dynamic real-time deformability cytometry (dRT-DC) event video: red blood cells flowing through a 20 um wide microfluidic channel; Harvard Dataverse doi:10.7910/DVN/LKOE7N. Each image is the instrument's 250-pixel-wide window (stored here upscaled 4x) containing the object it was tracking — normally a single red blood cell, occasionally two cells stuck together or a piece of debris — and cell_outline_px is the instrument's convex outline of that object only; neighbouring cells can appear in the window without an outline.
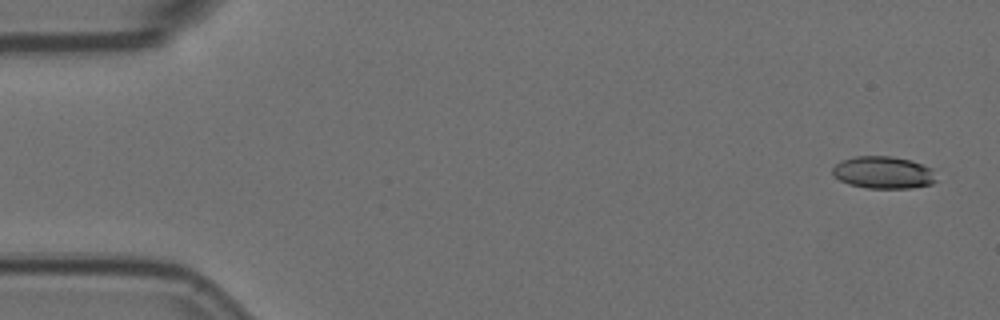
{"species": "Egyptian fruit bat (a non-hibernating species)", "species_latin": "Rousettus aegyptiacus", "temperature_condition": "room temperature", "stored_images_in_passage": 4, "camera_frame_rate_fps": 3000, "um_per_image_px": 0.085, "animal": {"sex": "female"}, "frame": {"image": 1, "passage_image": 1, "time_ms": 0.0, "image_size_px": [1000, 320], "cell_outline_px": [[936, 180], [932, 184], [912, 188], [868, 188], [848, 184], [840, 180], [832, 172], [832, 168], [840, 160], [856, 156], [892, 156], [912, 160], [932, 168]], "centroid_in_image_um": [75.09, 14.65], "position_along_channel_um": 9.9, "area_um2": 19.59}}
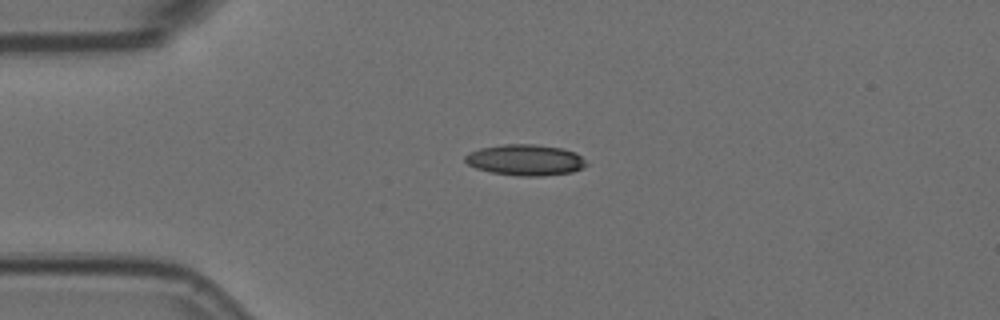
{"frame": {"image": 2, "passage_image": 4, "time_ms": 1.0, "image_size_px": [1000, 320], "cell_outline_px": [[588, 164], [584, 168], [572, 172], [544, 176], [520, 176], [492, 172], [476, 168], [468, 164], [464, 160], [464, 156], [468, 152], [480, 148], [504, 144], [536, 144], [560, 148], [572, 152], [580, 156]], "centroid_in_image_um": [44.63, 13.6], "position_along_channel_um": 40.4, "area_um2": 21.85}}